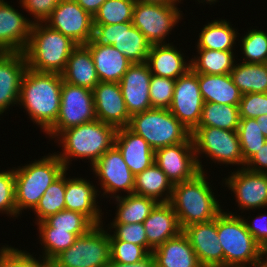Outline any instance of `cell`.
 I'll return each instance as SVG.
<instances>
[{"label": "cell", "mask_w": 267, "mask_h": 267, "mask_svg": "<svg viewBox=\"0 0 267 267\" xmlns=\"http://www.w3.org/2000/svg\"><path fill=\"white\" fill-rule=\"evenodd\" d=\"M62 84L60 73L36 72L27 68L22 77L19 105L44 133L58 118Z\"/></svg>", "instance_id": "1"}, {"label": "cell", "mask_w": 267, "mask_h": 267, "mask_svg": "<svg viewBox=\"0 0 267 267\" xmlns=\"http://www.w3.org/2000/svg\"><path fill=\"white\" fill-rule=\"evenodd\" d=\"M117 129L98 119L62 131L56 138L62 152L56 153L68 170L71 159H88L92 166L115 141ZM70 162V163H69Z\"/></svg>", "instance_id": "2"}, {"label": "cell", "mask_w": 267, "mask_h": 267, "mask_svg": "<svg viewBox=\"0 0 267 267\" xmlns=\"http://www.w3.org/2000/svg\"><path fill=\"white\" fill-rule=\"evenodd\" d=\"M205 173L199 172L193 179L173 185L169 203L182 229L214 220L223 211Z\"/></svg>", "instance_id": "3"}, {"label": "cell", "mask_w": 267, "mask_h": 267, "mask_svg": "<svg viewBox=\"0 0 267 267\" xmlns=\"http://www.w3.org/2000/svg\"><path fill=\"white\" fill-rule=\"evenodd\" d=\"M77 46L69 37L45 23H33L24 55L27 67L36 72L62 73Z\"/></svg>", "instance_id": "4"}, {"label": "cell", "mask_w": 267, "mask_h": 267, "mask_svg": "<svg viewBox=\"0 0 267 267\" xmlns=\"http://www.w3.org/2000/svg\"><path fill=\"white\" fill-rule=\"evenodd\" d=\"M31 162L14 167L18 216L27 208L33 210L47 188L66 170L56 152Z\"/></svg>", "instance_id": "5"}, {"label": "cell", "mask_w": 267, "mask_h": 267, "mask_svg": "<svg viewBox=\"0 0 267 267\" xmlns=\"http://www.w3.org/2000/svg\"><path fill=\"white\" fill-rule=\"evenodd\" d=\"M222 211L217 233L224 253V267H252L264 258V250L248 231L244 217Z\"/></svg>", "instance_id": "6"}, {"label": "cell", "mask_w": 267, "mask_h": 267, "mask_svg": "<svg viewBox=\"0 0 267 267\" xmlns=\"http://www.w3.org/2000/svg\"><path fill=\"white\" fill-rule=\"evenodd\" d=\"M155 151L182 142H193L191 132L168 110L151 108L130 117L127 126Z\"/></svg>", "instance_id": "7"}, {"label": "cell", "mask_w": 267, "mask_h": 267, "mask_svg": "<svg viewBox=\"0 0 267 267\" xmlns=\"http://www.w3.org/2000/svg\"><path fill=\"white\" fill-rule=\"evenodd\" d=\"M196 160L201 172H205L200 155L203 153L214 163L245 167L239 135L216 127H196L191 132Z\"/></svg>", "instance_id": "8"}, {"label": "cell", "mask_w": 267, "mask_h": 267, "mask_svg": "<svg viewBox=\"0 0 267 267\" xmlns=\"http://www.w3.org/2000/svg\"><path fill=\"white\" fill-rule=\"evenodd\" d=\"M94 226L87 234L78 237L66 250L51 262L52 267H106L111 260L108 229Z\"/></svg>", "instance_id": "9"}, {"label": "cell", "mask_w": 267, "mask_h": 267, "mask_svg": "<svg viewBox=\"0 0 267 267\" xmlns=\"http://www.w3.org/2000/svg\"><path fill=\"white\" fill-rule=\"evenodd\" d=\"M95 119L97 118L92 90L63 81L58 118L45 134L51 139L56 138L62 131L70 127L82 125Z\"/></svg>", "instance_id": "10"}, {"label": "cell", "mask_w": 267, "mask_h": 267, "mask_svg": "<svg viewBox=\"0 0 267 267\" xmlns=\"http://www.w3.org/2000/svg\"><path fill=\"white\" fill-rule=\"evenodd\" d=\"M178 4L135 2L133 25L151 44H166V37L183 17Z\"/></svg>", "instance_id": "11"}, {"label": "cell", "mask_w": 267, "mask_h": 267, "mask_svg": "<svg viewBox=\"0 0 267 267\" xmlns=\"http://www.w3.org/2000/svg\"><path fill=\"white\" fill-rule=\"evenodd\" d=\"M93 39L100 44L112 45L132 63L147 62L151 44L132 22L94 25Z\"/></svg>", "instance_id": "12"}, {"label": "cell", "mask_w": 267, "mask_h": 267, "mask_svg": "<svg viewBox=\"0 0 267 267\" xmlns=\"http://www.w3.org/2000/svg\"><path fill=\"white\" fill-rule=\"evenodd\" d=\"M45 24L77 45H85L94 35L93 17L75 0H60Z\"/></svg>", "instance_id": "13"}, {"label": "cell", "mask_w": 267, "mask_h": 267, "mask_svg": "<svg viewBox=\"0 0 267 267\" xmlns=\"http://www.w3.org/2000/svg\"><path fill=\"white\" fill-rule=\"evenodd\" d=\"M203 105L198 73L190 68L176 79L173 100L168 110L192 132L199 124Z\"/></svg>", "instance_id": "14"}, {"label": "cell", "mask_w": 267, "mask_h": 267, "mask_svg": "<svg viewBox=\"0 0 267 267\" xmlns=\"http://www.w3.org/2000/svg\"><path fill=\"white\" fill-rule=\"evenodd\" d=\"M103 190V197L117 198L121 191L133 194L135 176L125 163L118 148L113 145L91 167Z\"/></svg>", "instance_id": "15"}, {"label": "cell", "mask_w": 267, "mask_h": 267, "mask_svg": "<svg viewBox=\"0 0 267 267\" xmlns=\"http://www.w3.org/2000/svg\"><path fill=\"white\" fill-rule=\"evenodd\" d=\"M224 180L225 187L234 193L239 210L267 207V173H257L244 168L236 169Z\"/></svg>", "instance_id": "16"}, {"label": "cell", "mask_w": 267, "mask_h": 267, "mask_svg": "<svg viewBox=\"0 0 267 267\" xmlns=\"http://www.w3.org/2000/svg\"><path fill=\"white\" fill-rule=\"evenodd\" d=\"M171 183L193 179L200 171L193 142H182L155 150V162Z\"/></svg>", "instance_id": "17"}, {"label": "cell", "mask_w": 267, "mask_h": 267, "mask_svg": "<svg viewBox=\"0 0 267 267\" xmlns=\"http://www.w3.org/2000/svg\"><path fill=\"white\" fill-rule=\"evenodd\" d=\"M202 267H224L223 248L218 240L217 217L183 228Z\"/></svg>", "instance_id": "18"}, {"label": "cell", "mask_w": 267, "mask_h": 267, "mask_svg": "<svg viewBox=\"0 0 267 267\" xmlns=\"http://www.w3.org/2000/svg\"><path fill=\"white\" fill-rule=\"evenodd\" d=\"M92 92L98 120L116 129L128 126L130 115L119 83L100 81Z\"/></svg>", "instance_id": "19"}, {"label": "cell", "mask_w": 267, "mask_h": 267, "mask_svg": "<svg viewBox=\"0 0 267 267\" xmlns=\"http://www.w3.org/2000/svg\"><path fill=\"white\" fill-rule=\"evenodd\" d=\"M151 76L147 63H133L119 81L130 117L152 108L149 96Z\"/></svg>", "instance_id": "20"}, {"label": "cell", "mask_w": 267, "mask_h": 267, "mask_svg": "<svg viewBox=\"0 0 267 267\" xmlns=\"http://www.w3.org/2000/svg\"><path fill=\"white\" fill-rule=\"evenodd\" d=\"M9 4L0 0V52L23 53L33 23Z\"/></svg>", "instance_id": "21"}, {"label": "cell", "mask_w": 267, "mask_h": 267, "mask_svg": "<svg viewBox=\"0 0 267 267\" xmlns=\"http://www.w3.org/2000/svg\"><path fill=\"white\" fill-rule=\"evenodd\" d=\"M22 52H0V116L19 104L21 80L27 69Z\"/></svg>", "instance_id": "22"}, {"label": "cell", "mask_w": 267, "mask_h": 267, "mask_svg": "<svg viewBox=\"0 0 267 267\" xmlns=\"http://www.w3.org/2000/svg\"><path fill=\"white\" fill-rule=\"evenodd\" d=\"M85 178H67L65 189V209L82 213L95 225H102V209H100L97 197L99 196L96 186ZM97 202V203H96Z\"/></svg>", "instance_id": "23"}, {"label": "cell", "mask_w": 267, "mask_h": 267, "mask_svg": "<svg viewBox=\"0 0 267 267\" xmlns=\"http://www.w3.org/2000/svg\"><path fill=\"white\" fill-rule=\"evenodd\" d=\"M143 224L147 237V250L150 253L183 231L169 202H158Z\"/></svg>", "instance_id": "24"}, {"label": "cell", "mask_w": 267, "mask_h": 267, "mask_svg": "<svg viewBox=\"0 0 267 267\" xmlns=\"http://www.w3.org/2000/svg\"><path fill=\"white\" fill-rule=\"evenodd\" d=\"M114 145L134 176L155 162V151L149 143L127 126L117 129Z\"/></svg>", "instance_id": "25"}, {"label": "cell", "mask_w": 267, "mask_h": 267, "mask_svg": "<svg viewBox=\"0 0 267 267\" xmlns=\"http://www.w3.org/2000/svg\"><path fill=\"white\" fill-rule=\"evenodd\" d=\"M85 45L90 50L97 76L102 82L119 83L124 73L133 64L112 45L100 44L93 38Z\"/></svg>", "instance_id": "26"}, {"label": "cell", "mask_w": 267, "mask_h": 267, "mask_svg": "<svg viewBox=\"0 0 267 267\" xmlns=\"http://www.w3.org/2000/svg\"><path fill=\"white\" fill-rule=\"evenodd\" d=\"M171 43L151 45L147 64L153 75L176 80L185 74L190 68L181 50Z\"/></svg>", "instance_id": "27"}, {"label": "cell", "mask_w": 267, "mask_h": 267, "mask_svg": "<svg viewBox=\"0 0 267 267\" xmlns=\"http://www.w3.org/2000/svg\"><path fill=\"white\" fill-rule=\"evenodd\" d=\"M156 267H202L183 231L152 250Z\"/></svg>", "instance_id": "28"}, {"label": "cell", "mask_w": 267, "mask_h": 267, "mask_svg": "<svg viewBox=\"0 0 267 267\" xmlns=\"http://www.w3.org/2000/svg\"><path fill=\"white\" fill-rule=\"evenodd\" d=\"M61 75L64 82L91 90L100 82L92 55L86 45H77L72 50Z\"/></svg>", "instance_id": "29"}, {"label": "cell", "mask_w": 267, "mask_h": 267, "mask_svg": "<svg viewBox=\"0 0 267 267\" xmlns=\"http://www.w3.org/2000/svg\"><path fill=\"white\" fill-rule=\"evenodd\" d=\"M200 92L204 103L239 106L242 93L233 83L230 74L210 75L198 73Z\"/></svg>", "instance_id": "30"}, {"label": "cell", "mask_w": 267, "mask_h": 267, "mask_svg": "<svg viewBox=\"0 0 267 267\" xmlns=\"http://www.w3.org/2000/svg\"><path fill=\"white\" fill-rule=\"evenodd\" d=\"M172 190L173 184L156 163L135 175L133 193L136 195L150 197L157 202H169Z\"/></svg>", "instance_id": "31"}, {"label": "cell", "mask_w": 267, "mask_h": 267, "mask_svg": "<svg viewBox=\"0 0 267 267\" xmlns=\"http://www.w3.org/2000/svg\"><path fill=\"white\" fill-rule=\"evenodd\" d=\"M236 30V31H235ZM238 31L225 19L212 20L199 33L197 49L233 51L238 41Z\"/></svg>", "instance_id": "32"}, {"label": "cell", "mask_w": 267, "mask_h": 267, "mask_svg": "<svg viewBox=\"0 0 267 267\" xmlns=\"http://www.w3.org/2000/svg\"><path fill=\"white\" fill-rule=\"evenodd\" d=\"M114 198L117 202L115 219L111 224L143 223L158 203L155 199L136 194L121 195Z\"/></svg>", "instance_id": "33"}, {"label": "cell", "mask_w": 267, "mask_h": 267, "mask_svg": "<svg viewBox=\"0 0 267 267\" xmlns=\"http://www.w3.org/2000/svg\"><path fill=\"white\" fill-rule=\"evenodd\" d=\"M230 75L242 95L267 93V63L236 62Z\"/></svg>", "instance_id": "34"}, {"label": "cell", "mask_w": 267, "mask_h": 267, "mask_svg": "<svg viewBox=\"0 0 267 267\" xmlns=\"http://www.w3.org/2000/svg\"><path fill=\"white\" fill-rule=\"evenodd\" d=\"M196 57L190 60L191 69L200 74H230L236 63L233 51L197 49Z\"/></svg>", "instance_id": "35"}, {"label": "cell", "mask_w": 267, "mask_h": 267, "mask_svg": "<svg viewBox=\"0 0 267 267\" xmlns=\"http://www.w3.org/2000/svg\"><path fill=\"white\" fill-rule=\"evenodd\" d=\"M240 123L239 106L206 102L197 127H216L237 131Z\"/></svg>", "instance_id": "36"}, {"label": "cell", "mask_w": 267, "mask_h": 267, "mask_svg": "<svg viewBox=\"0 0 267 267\" xmlns=\"http://www.w3.org/2000/svg\"><path fill=\"white\" fill-rule=\"evenodd\" d=\"M66 173L67 169L47 188L32 210L37 215L35 224L65 209Z\"/></svg>", "instance_id": "37"}, {"label": "cell", "mask_w": 267, "mask_h": 267, "mask_svg": "<svg viewBox=\"0 0 267 267\" xmlns=\"http://www.w3.org/2000/svg\"><path fill=\"white\" fill-rule=\"evenodd\" d=\"M38 228H55V230H68L78 237L87 234L96 226L87 216L71 210H62L42 222L37 223Z\"/></svg>", "instance_id": "38"}, {"label": "cell", "mask_w": 267, "mask_h": 267, "mask_svg": "<svg viewBox=\"0 0 267 267\" xmlns=\"http://www.w3.org/2000/svg\"><path fill=\"white\" fill-rule=\"evenodd\" d=\"M136 0H106L93 17L94 25L132 22Z\"/></svg>", "instance_id": "39"}, {"label": "cell", "mask_w": 267, "mask_h": 267, "mask_svg": "<svg viewBox=\"0 0 267 267\" xmlns=\"http://www.w3.org/2000/svg\"><path fill=\"white\" fill-rule=\"evenodd\" d=\"M260 129L259 122L256 119L240 118L237 132L245 163L263 147L267 140Z\"/></svg>", "instance_id": "40"}, {"label": "cell", "mask_w": 267, "mask_h": 267, "mask_svg": "<svg viewBox=\"0 0 267 267\" xmlns=\"http://www.w3.org/2000/svg\"><path fill=\"white\" fill-rule=\"evenodd\" d=\"M40 244L45 259L52 261L62 251L68 249L78 238L76 234L68 230H55V228H38Z\"/></svg>", "instance_id": "41"}, {"label": "cell", "mask_w": 267, "mask_h": 267, "mask_svg": "<svg viewBox=\"0 0 267 267\" xmlns=\"http://www.w3.org/2000/svg\"><path fill=\"white\" fill-rule=\"evenodd\" d=\"M244 37H241V52L243 62L267 63V33L263 30L250 28Z\"/></svg>", "instance_id": "42"}, {"label": "cell", "mask_w": 267, "mask_h": 267, "mask_svg": "<svg viewBox=\"0 0 267 267\" xmlns=\"http://www.w3.org/2000/svg\"><path fill=\"white\" fill-rule=\"evenodd\" d=\"M41 257L39 260L26 250L3 245L0 248V267H52L51 261Z\"/></svg>", "instance_id": "43"}, {"label": "cell", "mask_w": 267, "mask_h": 267, "mask_svg": "<svg viewBox=\"0 0 267 267\" xmlns=\"http://www.w3.org/2000/svg\"><path fill=\"white\" fill-rule=\"evenodd\" d=\"M176 80L153 75L150 79L149 96L152 108L169 109L173 100Z\"/></svg>", "instance_id": "44"}, {"label": "cell", "mask_w": 267, "mask_h": 267, "mask_svg": "<svg viewBox=\"0 0 267 267\" xmlns=\"http://www.w3.org/2000/svg\"><path fill=\"white\" fill-rule=\"evenodd\" d=\"M111 260L124 263L134 264L146 258L150 252L145 248L131 242L121 240H109Z\"/></svg>", "instance_id": "45"}, {"label": "cell", "mask_w": 267, "mask_h": 267, "mask_svg": "<svg viewBox=\"0 0 267 267\" xmlns=\"http://www.w3.org/2000/svg\"><path fill=\"white\" fill-rule=\"evenodd\" d=\"M0 213L18 217L15 204V175L14 168L0 170Z\"/></svg>", "instance_id": "46"}, {"label": "cell", "mask_w": 267, "mask_h": 267, "mask_svg": "<svg viewBox=\"0 0 267 267\" xmlns=\"http://www.w3.org/2000/svg\"><path fill=\"white\" fill-rule=\"evenodd\" d=\"M109 240H121L140 245L147 249V237L143 223L134 224H110Z\"/></svg>", "instance_id": "47"}, {"label": "cell", "mask_w": 267, "mask_h": 267, "mask_svg": "<svg viewBox=\"0 0 267 267\" xmlns=\"http://www.w3.org/2000/svg\"><path fill=\"white\" fill-rule=\"evenodd\" d=\"M240 118H257L267 114V93H248L241 97Z\"/></svg>", "instance_id": "48"}, {"label": "cell", "mask_w": 267, "mask_h": 267, "mask_svg": "<svg viewBox=\"0 0 267 267\" xmlns=\"http://www.w3.org/2000/svg\"><path fill=\"white\" fill-rule=\"evenodd\" d=\"M60 0H19V4L34 18L32 23H45Z\"/></svg>", "instance_id": "49"}, {"label": "cell", "mask_w": 267, "mask_h": 267, "mask_svg": "<svg viewBox=\"0 0 267 267\" xmlns=\"http://www.w3.org/2000/svg\"><path fill=\"white\" fill-rule=\"evenodd\" d=\"M249 218H245L248 231L253 236L254 240L262 247L264 250L267 247V214H260L254 219L247 221ZM261 220V221H260Z\"/></svg>", "instance_id": "50"}, {"label": "cell", "mask_w": 267, "mask_h": 267, "mask_svg": "<svg viewBox=\"0 0 267 267\" xmlns=\"http://www.w3.org/2000/svg\"><path fill=\"white\" fill-rule=\"evenodd\" d=\"M245 168L257 173H267V140L263 147L246 162Z\"/></svg>", "instance_id": "51"}, {"label": "cell", "mask_w": 267, "mask_h": 267, "mask_svg": "<svg viewBox=\"0 0 267 267\" xmlns=\"http://www.w3.org/2000/svg\"><path fill=\"white\" fill-rule=\"evenodd\" d=\"M106 267H156V263L153 254L150 253L146 258L134 264H124L110 260Z\"/></svg>", "instance_id": "52"}, {"label": "cell", "mask_w": 267, "mask_h": 267, "mask_svg": "<svg viewBox=\"0 0 267 267\" xmlns=\"http://www.w3.org/2000/svg\"><path fill=\"white\" fill-rule=\"evenodd\" d=\"M81 8L87 11L92 17L98 12L99 8L106 0H75Z\"/></svg>", "instance_id": "53"}, {"label": "cell", "mask_w": 267, "mask_h": 267, "mask_svg": "<svg viewBox=\"0 0 267 267\" xmlns=\"http://www.w3.org/2000/svg\"><path fill=\"white\" fill-rule=\"evenodd\" d=\"M257 122H259L260 130L263 135L267 138V114H263L257 118H255Z\"/></svg>", "instance_id": "54"}, {"label": "cell", "mask_w": 267, "mask_h": 267, "mask_svg": "<svg viewBox=\"0 0 267 267\" xmlns=\"http://www.w3.org/2000/svg\"><path fill=\"white\" fill-rule=\"evenodd\" d=\"M136 1L142 2V3H152V4H178V3H181V0H136Z\"/></svg>", "instance_id": "55"}, {"label": "cell", "mask_w": 267, "mask_h": 267, "mask_svg": "<svg viewBox=\"0 0 267 267\" xmlns=\"http://www.w3.org/2000/svg\"><path fill=\"white\" fill-rule=\"evenodd\" d=\"M253 267H267V259L264 257L258 263L254 264Z\"/></svg>", "instance_id": "56"}, {"label": "cell", "mask_w": 267, "mask_h": 267, "mask_svg": "<svg viewBox=\"0 0 267 267\" xmlns=\"http://www.w3.org/2000/svg\"><path fill=\"white\" fill-rule=\"evenodd\" d=\"M199 3H203V2H206V3H209L210 5L211 4H214L215 2H218L217 0H201V2H200V0H197Z\"/></svg>", "instance_id": "57"}, {"label": "cell", "mask_w": 267, "mask_h": 267, "mask_svg": "<svg viewBox=\"0 0 267 267\" xmlns=\"http://www.w3.org/2000/svg\"><path fill=\"white\" fill-rule=\"evenodd\" d=\"M264 257H267V247L264 249Z\"/></svg>", "instance_id": "58"}]
</instances>
